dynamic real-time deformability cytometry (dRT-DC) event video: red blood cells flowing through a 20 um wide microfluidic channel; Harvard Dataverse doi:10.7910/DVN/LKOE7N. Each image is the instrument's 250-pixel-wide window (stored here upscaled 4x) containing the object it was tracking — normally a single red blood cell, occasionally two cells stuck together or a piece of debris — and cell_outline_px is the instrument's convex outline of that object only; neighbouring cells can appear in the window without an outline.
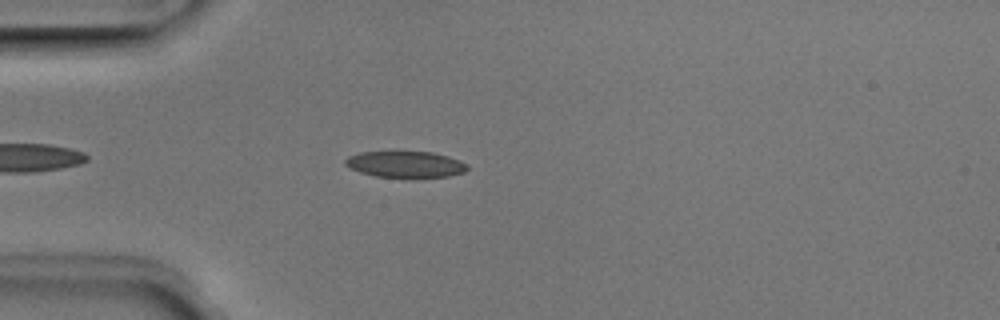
{"species": "Egyptian fruit bat (a non-hibernating species)", "species_latin": "Rousettus aegyptiacus", "temperature_condition": "room temperature", "stored_images_in_passage": 42, "camera_frame_rate_fps": 3000, "um_per_image_px": 0.085, "animal": {"sex": "male"}, "frame": {"image": 1, "passage_image": 6, "time_ms": 1.667, "image_size_px": [1000, 320], "cell_outline_px": [[468, 168], [464, 172], [448, 176], [412, 180], [376, 176], [360, 172], [348, 168], [344, 164], [344, 160], [348, 156], [360, 152], [392, 148], [396, 148], [432, 152], [448, 156], [460, 160], [468, 164]], "centroid_in_image_um": [34.42, 13.94], "position_along_channel_um": 50.6, "area_um2": 20.52}}
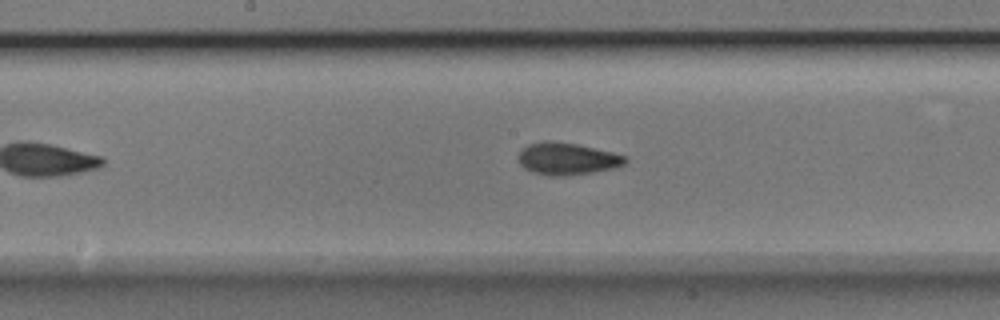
{"frame": {"image": 2, "passage_image": 18, "time_ms": 5.667, "image_size_px": [1000, 320], "cell_outline_px": [[628, 160], [624, 164], [616, 168], [592, 172], [564, 176], [548, 176], [532, 172], [524, 168], [520, 164], [516, 156], [528, 144], [544, 140], [552, 140], [576, 144], [612, 152], [628, 156]], "centroid_in_image_um": [48.19, 13.49], "position_along_channel_um": 200.0, "area_um2": 20.23}}
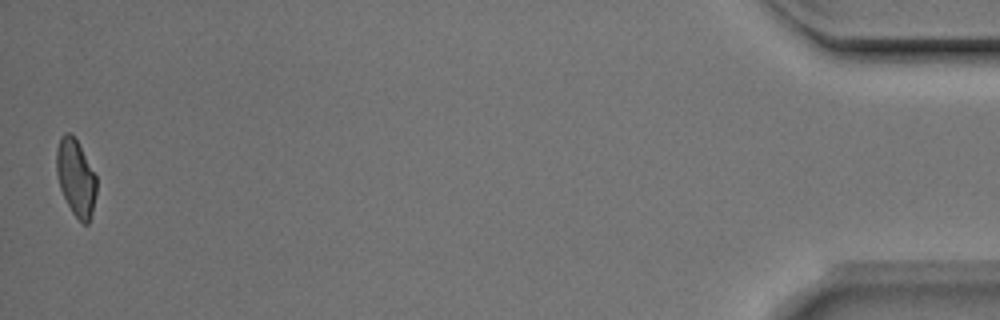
{"frame": {"image": 3, "passage_image": 42, "time_ms": 13.667, "image_size_px": [1000, 320], "cell_outline_px": [[96, 192], [92, 212], [88, 224], [84, 224], [72, 212], [60, 188], [56, 172], [56, 148], [60, 136], [64, 132], [68, 132], [76, 140], [96, 176]], "centroid_in_image_um": [6.42, 15.08], "position_along_channel_um": 428.8, "area_um2": 17.57}, "authors_computed_cell_mechanics": {"area_um2": 18.9006, "velocity_mm_per_s": 4.015, "shape_relaxation_time_tau1_ms": 5.5989, "shape_relaxation_time_tau2_ms": 1.5899, "deformation_change_tau1": 0.1574, "deformation_change_tau2": 0.0682}}